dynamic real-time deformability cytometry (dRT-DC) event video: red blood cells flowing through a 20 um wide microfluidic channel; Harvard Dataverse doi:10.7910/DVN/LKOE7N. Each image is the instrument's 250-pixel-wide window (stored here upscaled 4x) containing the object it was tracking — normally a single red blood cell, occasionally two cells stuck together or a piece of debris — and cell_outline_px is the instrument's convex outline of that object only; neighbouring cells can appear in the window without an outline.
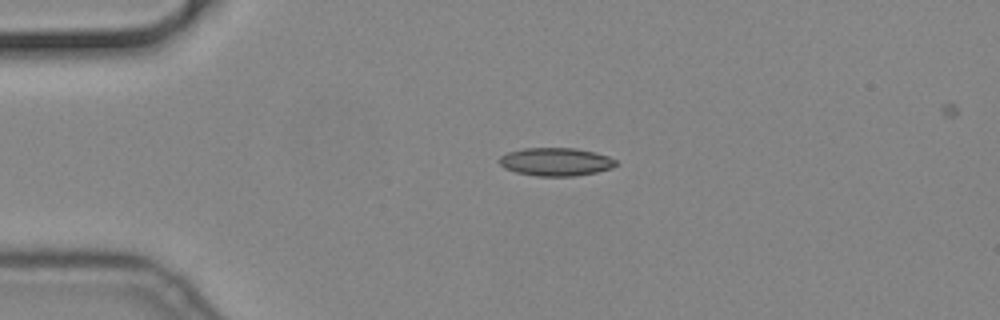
{"species": "common noctule bat (a hibernating species)", "species_latin": "Nyctalus noctula", "temperature_condition": "cold", "stored_images_in_passage": 45, "camera_frame_rate_fps": 3000, "um_per_image_px": 0.085, "animal": {"sex": "male", "body_mass_g": 19.2, "forearm_length_mm": 51.8}, "frame": {"image": 1, "passage_image": 1, "time_ms": 0.0, "image_size_px": [1000, 320], "cell_outline_px": [[620, 164], [612, 168], [596, 172], [576, 176], [536, 176], [516, 172], [504, 168], [500, 164], [500, 156], [508, 152], [524, 148], [576, 148], [596, 152], [608, 156], [616, 160]], "centroid_in_image_um": [47.28, 13.75], "position_along_channel_um": 37.7, "area_um2": 19.25}}
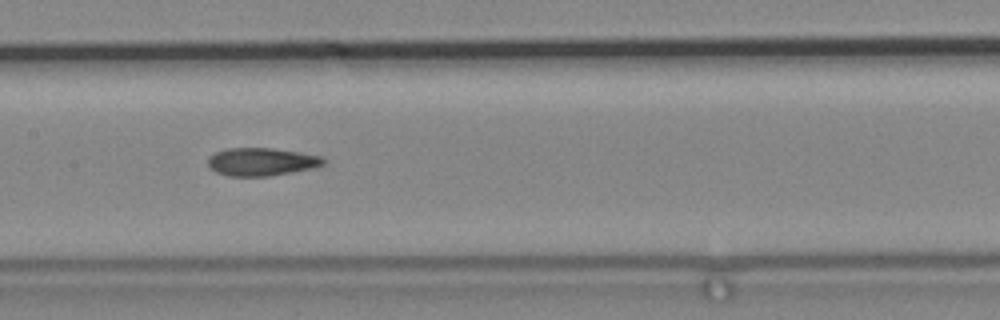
{"frame": {"image": 2, "passage_image": 16, "time_ms": 5.0, "image_size_px": [1000, 320], "cell_outline_px": [[324, 164], [312, 168], [268, 176], [228, 176], [216, 172], [208, 168], [208, 156], [224, 148], [272, 148], [320, 156], [324, 160]], "centroid_in_image_um": [22.14, 13.75], "position_along_channel_um": 185.3, "area_um2": 18.67}}
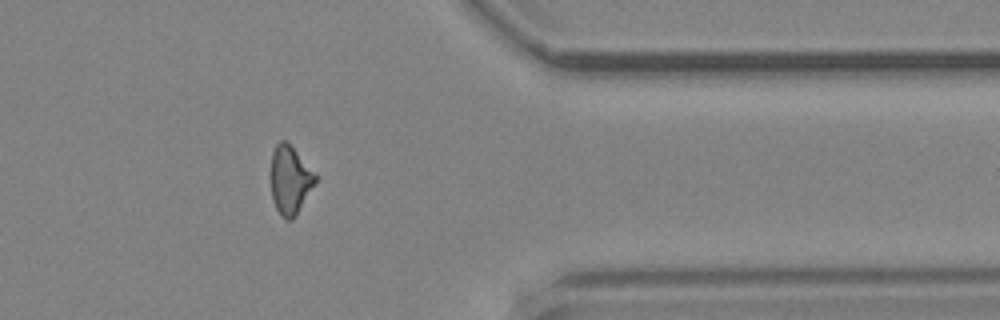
{"frame": {"image": 3, "passage_image": 34, "time_ms": 11.0, "image_size_px": [1000, 320], "cell_outline_px": [[316, 184], [292, 220], [284, 220], [280, 216], [276, 208], [272, 196], [272, 152], [276, 144], [280, 140], [284, 140], [296, 152], [316, 176]], "centroid_in_image_um": [24.65, 15.34], "position_along_channel_um": 386.8, "area_um2": 17.22}}